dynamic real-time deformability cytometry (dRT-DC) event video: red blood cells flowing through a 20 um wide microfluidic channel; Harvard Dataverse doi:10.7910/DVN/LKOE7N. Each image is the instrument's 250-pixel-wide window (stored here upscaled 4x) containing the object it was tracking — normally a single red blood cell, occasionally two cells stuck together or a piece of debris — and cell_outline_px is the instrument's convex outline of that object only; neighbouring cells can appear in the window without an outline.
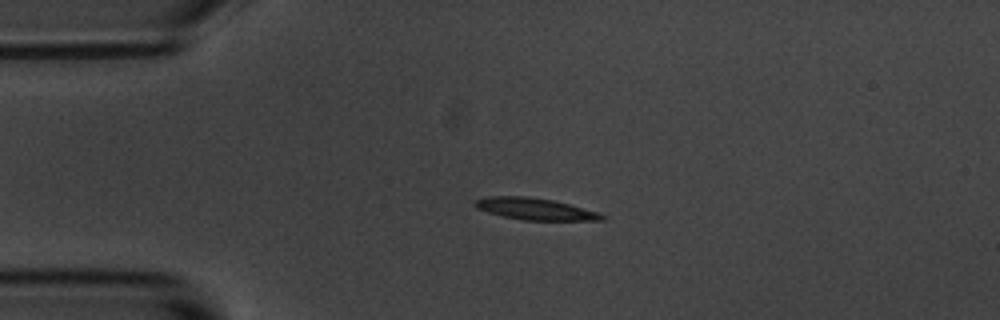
{"species": "common noctule bat (a hibernating species)", "species_latin": "Nyctalus noctula", "temperature_condition": "room temperature", "stored_images_in_passage": 3, "camera_frame_rate_fps": 3000, "um_per_image_px": 0.085, "animal": {"sex": "male", "body_mass_g": 20.1, "forearm_length_mm": 53.5}, "frame": {"image": 1, "passage_image": 2, "time_ms": 2.0, "image_size_px": [1000, 320], "cell_outline_px": [[608, 216], [604, 220], [524, 220], [504, 216], [488, 212], [476, 208], [472, 204], [472, 200], [488, 196], [528, 196], [552, 200], [600, 212]], "centroid_in_image_um": [45.47, 17.75], "position_along_channel_um": 39.5, "area_um2": 16.18}}